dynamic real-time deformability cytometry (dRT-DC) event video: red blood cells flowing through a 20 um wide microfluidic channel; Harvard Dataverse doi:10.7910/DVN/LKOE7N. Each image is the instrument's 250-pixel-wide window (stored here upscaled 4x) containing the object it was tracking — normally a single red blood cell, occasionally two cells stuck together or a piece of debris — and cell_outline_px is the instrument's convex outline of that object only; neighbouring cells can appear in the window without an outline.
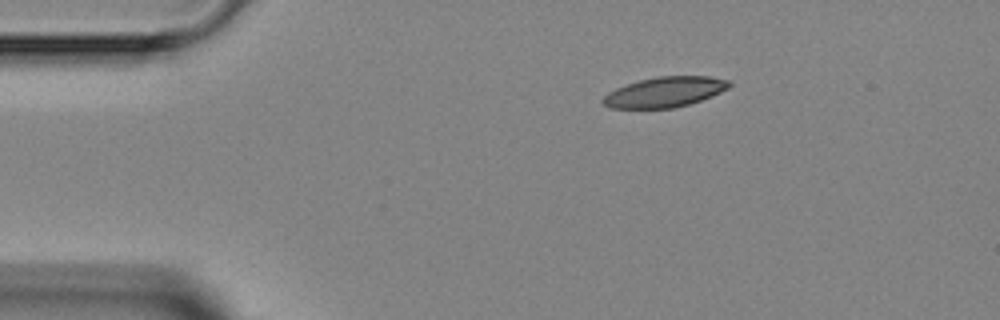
{"species": "Egyptian fruit bat (a non-hibernating species)", "species_latin": "Rousettus aegyptiacus", "temperature_condition": "room temperature", "stored_images_in_passage": 5, "camera_frame_rate_fps": 3000, "um_per_image_px": 0.085, "animal": {"sex": "female"}, "frame": {"image": 1, "passage_image": 1, "time_ms": 0.0, "image_size_px": [1000, 320], "cell_outline_px": [[732, 84], [728, 88], [712, 96], [688, 104], [672, 108], [608, 108], [600, 100], [608, 92], [616, 88], [640, 80], [656, 76], [712, 76], [728, 80]], "centroid_in_image_um": [56.5, 7.82], "position_along_channel_um": 28.5, "area_um2": 22.2}}
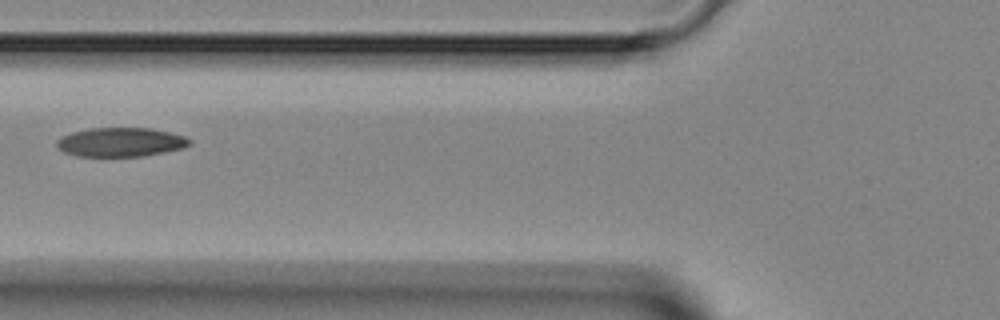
{"frame": {"image": 2, "passage_image": 4, "time_ms": 3.333, "image_size_px": [1000, 320], "cell_outline_px": [[192, 144], [184, 148], [144, 156], [76, 156], [64, 152], [56, 144], [56, 140], [60, 136], [72, 132], [92, 128], [152, 128], [184, 136], [192, 140]], "centroid_in_image_um": [10.27, 12.08], "position_along_channel_um": 115.5, "area_um2": 22.54}}
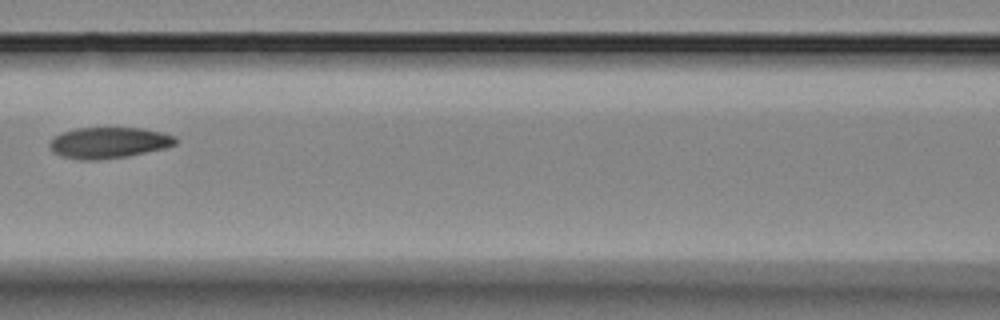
{"frame": {"image": 3, "passage_image": 5, "time_ms": 4.333, "image_size_px": [1000, 320], "cell_outline_px": [[176, 144], [164, 148], [128, 156], [96, 160], [80, 160], [60, 156], [52, 152], [48, 148], [48, 144], [60, 132], [76, 128], [144, 128], [176, 136]], "centroid_in_image_um": [9.2, 12.13], "position_along_channel_um": 157.4, "area_um2": 22.89}}